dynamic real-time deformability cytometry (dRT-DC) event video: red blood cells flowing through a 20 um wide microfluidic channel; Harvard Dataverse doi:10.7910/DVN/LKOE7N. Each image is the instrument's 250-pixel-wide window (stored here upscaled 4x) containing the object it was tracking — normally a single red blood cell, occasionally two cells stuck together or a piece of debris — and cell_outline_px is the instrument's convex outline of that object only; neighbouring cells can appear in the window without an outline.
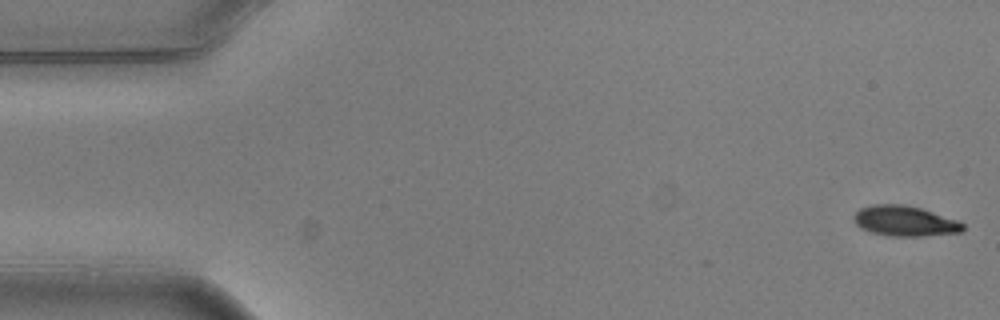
{"species": "common noctule bat (a hibernating species)", "species_latin": "Nyctalus noctula", "temperature_condition": "warm", "stored_images_in_passage": 5, "camera_frame_rate_fps": 3000, "um_per_image_px": 0.085, "animal": {"sex": "male", "body_mass_g": 20.5, "forearm_length_mm": 52.5}, "frame": {"image": 1, "passage_image": 1, "time_ms": 0.0, "image_size_px": [1000, 320], "cell_outline_px": [[964, 228], [960, 232], [920, 236], [892, 236], [872, 232], [860, 228], [856, 224], [852, 216], [860, 208], [872, 204], [904, 204], [920, 208], [960, 220], [964, 224]], "centroid_in_image_um": [76.9, 18.77], "position_along_channel_um": 8.1, "area_um2": 19.31}}
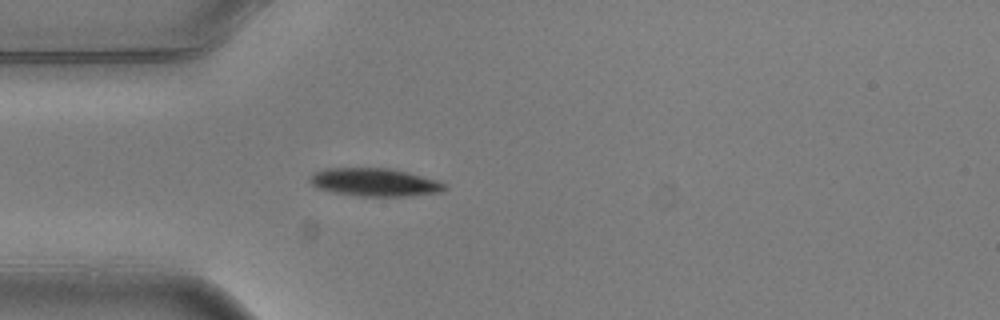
{"frame": {"image": 2, "passage_image": 5, "time_ms": 1.333, "image_size_px": [1000, 320], "cell_outline_px": [[448, 188], [440, 192], [404, 196], [356, 196], [332, 192], [316, 188], [308, 180], [308, 176], [312, 172], [324, 168], [388, 168], [408, 172], [440, 180], [448, 184]], "centroid_in_image_um": [31.83, 15.48], "position_along_channel_um": 53.2, "area_um2": 22.43}}